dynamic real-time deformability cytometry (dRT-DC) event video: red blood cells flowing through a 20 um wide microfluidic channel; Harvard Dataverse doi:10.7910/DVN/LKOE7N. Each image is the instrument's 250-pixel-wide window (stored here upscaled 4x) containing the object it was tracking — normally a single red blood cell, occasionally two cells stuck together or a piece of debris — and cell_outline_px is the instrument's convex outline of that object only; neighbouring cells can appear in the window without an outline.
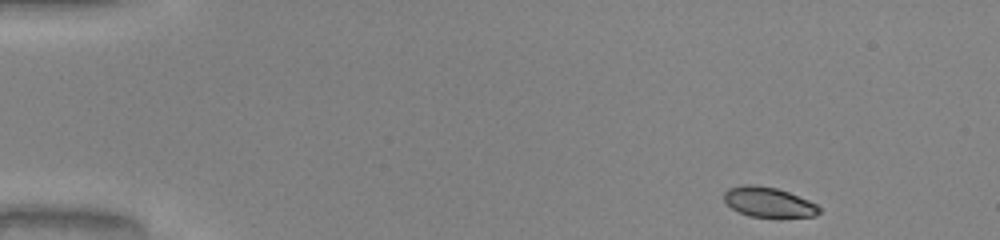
{"species": "common noctule bat (a hibernating species)", "species_latin": "Nyctalus noctula", "temperature_condition": "warm", "stored_images_in_passage": 46, "camera_frame_rate_fps": 3000, "um_per_image_px": 0.085, "animal": {"sex": "male", "body_mass_g": 20.0, "forearm_length_mm": 53.3}, "frame": {"image": 1, "passage_image": 1, "time_ms": 0.0, "image_size_px": [1000, 240], "cell_outline_px": [[820, 212], [816, 216], [748, 216], [732, 208], [724, 200], [724, 192], [728, 188], [744, 184], [752, 184], [776, 188], [788, 192], [808, 200], [816, 204], [820, 208]], "centroid_in_image_um": [65.3, 17.16], "position_along_channel_um": 19.7, "area_um2": 16.3}}
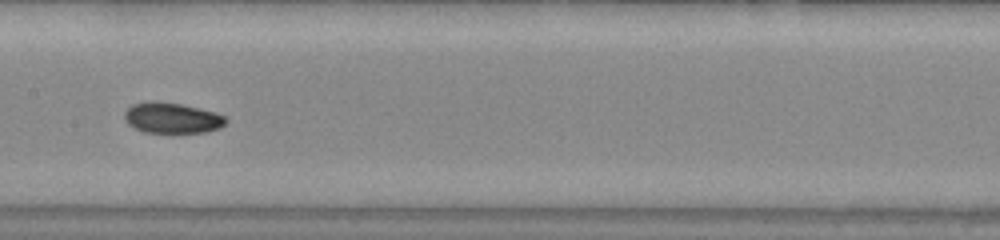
{"frame": {"image": 2, "passage_image": 22, "time_ms": 7.0, "image_size_px": [1000, 240], "cell_outline_px": [[228, 120], [220, 128], [204, 132], [144, 132], [128, 124], [124, 120], [124, 112], [132, 104], [148, 100], [180, 104], [216, 112], [224, 116]], "centroid_in_image_um": [14.6, 10.01], "position_along_channel_um": 192.8, "area_um2": 18.03}}
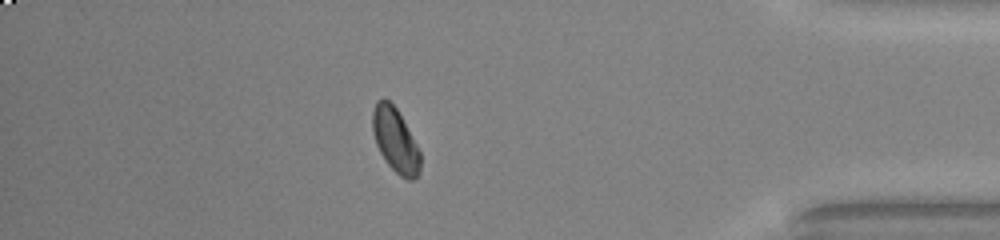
{"frame": {"image": 3, "passage_image": 40, "time_ms": 13.0, "image_size_px": [1000, 240], "cell_outline_px": [[420, 172], [412, 180], [408, 180], [400, 176], [388, 164], [380, 152], [376, 144], [372, 132], [372, 112], [376, 100], [384, 96], [396, 108], [416, 144], [420, 152]], "centroid_in_image_um": [33.57, 11.9], "position_along_channel_um": 401.6, "area_um2": 17.74}, "authors_computed_cell_mechanics": {"area_um2": 17.8602, "velocity_mm_per_s": 4.0624, "shape_relaxation_time_tau1_ms": 8.2658, "shape_relaxation_time_tau2_ms": 3.0007, "deformation_change_tau1": 0.1623, "deformation_change_tau2": 0.0538}}